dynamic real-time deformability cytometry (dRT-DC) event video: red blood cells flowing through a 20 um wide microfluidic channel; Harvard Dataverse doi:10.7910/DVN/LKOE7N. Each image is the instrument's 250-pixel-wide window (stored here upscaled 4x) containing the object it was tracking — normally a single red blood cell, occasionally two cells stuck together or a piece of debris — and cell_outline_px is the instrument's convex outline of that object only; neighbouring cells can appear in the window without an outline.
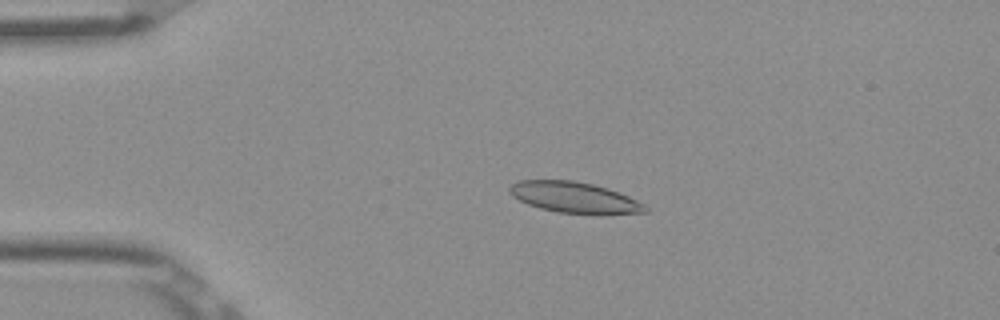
{"species": "Egyptian fruit bat (a non-hibernating species)", "species_latin": "Rousettus aegyptiacus", "temperature_condition": "room temperature", "stored_images_in_passage": 52, "camera_frame_rate_fps": 3000, "um_per_image_px": 0.085, "frame": {"image": 1, "passage_image": 11, "time_ms": 3.333, "image_size_px": [1000, 320], "cell_outline_px": [[648, 212], [596, 216], [556, 212], [540, 208], [528, 204], [512, 196], [508, 192], [508, 188], [512, 184], [520, 180], [572, 180], [592, 184], [608, 188], [628, 196], [644, 204], [648, 208]], "centroid_in_image_um": [48.86, 16.82], "position_along_channel_um": 36.1, "area_um2": 24.97}}
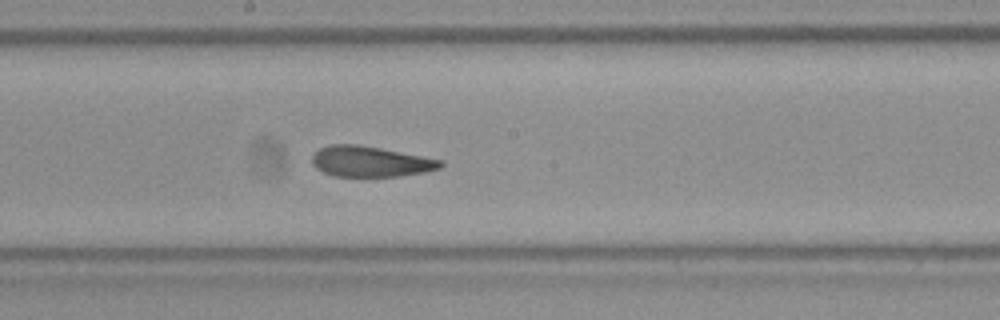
{"frame": {"image": 2, "passage_image": 28, "time_ms": 9.0, "image_size_px": [1000, 320], "cell_outline_px": [[444, 164], [440, 168], [424, 172], [400, 176], [332, 176], [316, 168], [312, 164], [312, 156], [320, 148], [328, 144], [356, 144], [380, 148], [444, 160]], "centroid_in_image_um": [31.48, 13.73], "position_along_channel_um": 216.7, "area_um2": 22.89}}
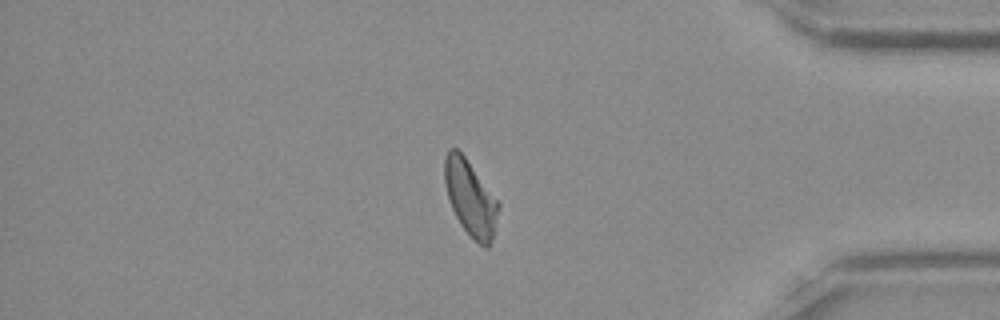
{"frame": {"image": 3, "passage_image": 44, "time_ms": 14.333, "image_size_px": [1000, 320], "cell_outline_px": [[500, 204], [492, 240], [488, 248], [484, 248], [460, 224], [452, 208], [444, 184], [444, 156], [448, 148], [456, 148], [464, 156]], "centroid_in_image_um": [39.96, 16.82], "position_along_channel_um": 395.2, "area_um2": 23.24}, "authors_computed_cell_mechanics": {"area_um2": 23.8714, "velocity_mm_per_s": 3.874, "shape_relaxation_time_tau1_ms": 5.7093, "shape_relaxation_time_tau2_ms": 2.0449, "deformation_change_tau1": 0.1492, "deformation_change_tau2": 0.09}}